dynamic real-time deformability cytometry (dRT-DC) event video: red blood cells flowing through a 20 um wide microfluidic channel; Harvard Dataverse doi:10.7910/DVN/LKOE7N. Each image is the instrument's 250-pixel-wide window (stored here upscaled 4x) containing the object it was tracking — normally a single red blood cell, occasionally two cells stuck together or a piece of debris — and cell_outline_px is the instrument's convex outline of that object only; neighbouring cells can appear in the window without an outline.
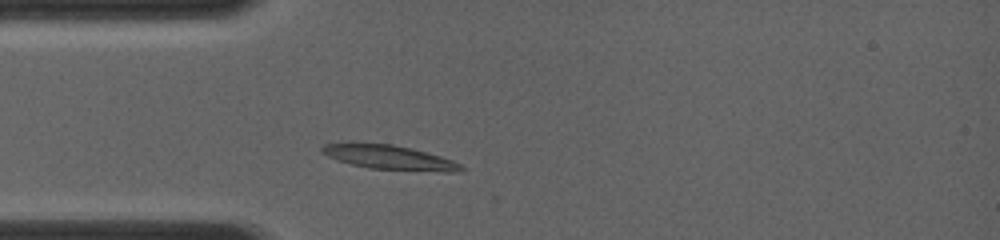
{"species": "common noctule bat (a hibernating species)", "species_latin": "Nyctalus noctula", "temperature_condition": "room temperature", "stored_images_in_passage": 3, "camera_frame_rate_fps": 4000, "um_per_image_px": 0.085, "animal": {"sex": "female", "body_mass_g": 19.0, "forearm_length_mm": 56.7}, "frame": {"image": 1, "passage_image": 3, "time_ms": 1.5, "image_size_px": [1000, 240], "cell_outline_px": [[464, 168], [460, 172], [444, 172], [368, 168], [352, 164], [328, 156], [320, 152], [320, 148], [324, 144], [348, 140], [352, 140], [392, 144], [412, 148], [440, 156], [452, 160], [460, 164]], "centroid_in_image_um": [33.01, 13.33], "position_along_channel_um": 52.0, "area_um2": 20.35}}